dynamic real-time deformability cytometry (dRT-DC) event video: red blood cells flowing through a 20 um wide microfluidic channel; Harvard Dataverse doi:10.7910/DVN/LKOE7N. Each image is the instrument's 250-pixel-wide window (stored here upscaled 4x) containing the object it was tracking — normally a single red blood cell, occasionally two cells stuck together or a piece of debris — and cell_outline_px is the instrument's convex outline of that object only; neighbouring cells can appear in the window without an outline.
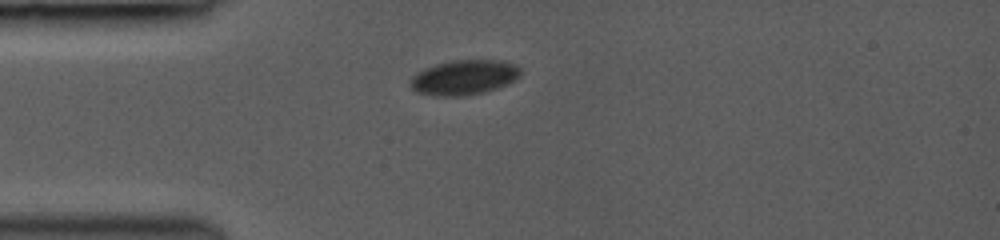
{"species": "common noctule bat (a hibernating species)", "species_latin": "Nyctalus noctula", "temperature_condition": "room temperature", "stored_images_in_passage": 4, "camera_frame_rate_fps": 3000, "um_per_image_px": 0.085, "animal": {"sex": "female", "body_mass_g": 19.0, "forearm_length_mm": 53.3}, "frame": {"image": 1, "passage_image": 1, "time_ms": 0.0, "image_size_px": [1000, 240], "cell_outline_px": [[520, 76], [516, 80], [496, 88], [484, 92], [464, 96], [436, 96], [416, 92], [408, 84], [408, 80], [412, 76], [424, 68], [436, 64], [452, 60], [500, 60], [516, 64], [520, 68]], "centroid_in_image_um": [39.42, 6.58], "position_along_channel_um": 45.6, "area_um2": 22.6}}
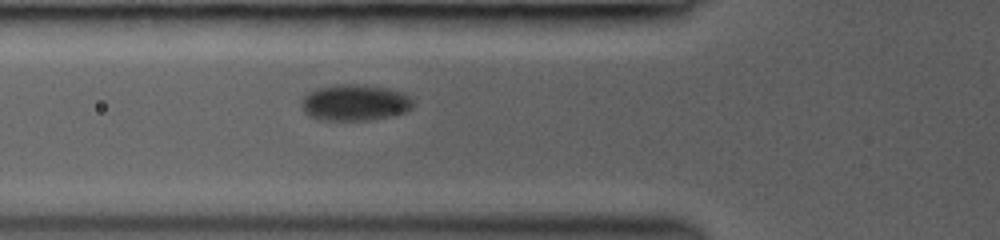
{"frame": {"image": 2, "passage_image": 4, "time_ms": 1.667, "image_size_px": [1000, 240], "cell_outline_px": [[412, 108], [408, 112], [392, 116], [368, 120], [320, 120], [308, 116], [304, 112], [300, 104], [300, 100], [308, 92], [316, 88], [336, 84], [364, 84], [404, 92], [412, 100]], "centroid_in_image_um": [30.13, 8.72], "position_along_channel_um": 95.7, "area_um2": 23.93}}